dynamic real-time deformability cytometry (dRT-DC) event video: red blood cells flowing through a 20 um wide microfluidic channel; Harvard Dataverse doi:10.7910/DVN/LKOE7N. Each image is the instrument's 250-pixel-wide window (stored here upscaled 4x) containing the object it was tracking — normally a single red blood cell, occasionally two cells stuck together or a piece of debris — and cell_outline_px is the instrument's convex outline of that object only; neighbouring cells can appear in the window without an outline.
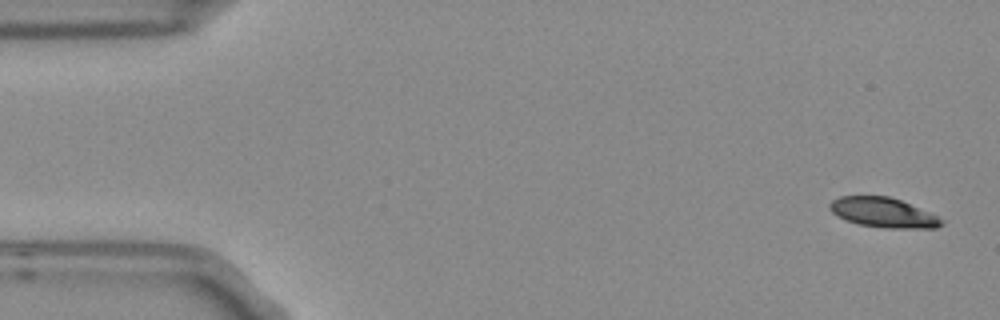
{"species": "Egyptian fruit bat (a non-hibernating species)", "species_latin": "Rousettus aegyptiacus", "temperature_condition": "room temperature", "stored_images_in_passage": 5, "camera_frame_rate_fps": 3000, "um_per_image_px": 0.085, "frame": {"image": 1, "passage_image": 1, "time_ms": 0.0, "image_size_px": [1000, 320], "cell_outline_px": [[944, 224], [936, 228], [888, 228], [860, 224], [848, 220], [832, 212], [828, 208], [828, 204], [832, 200], [840, 196], [888, 196], [900, 200], [928, 212], [944, 220]], "centroid_in_image_um": [75.07, 18.06], "position_along_channel_um": 9.9, "area_um2": 19.07}}